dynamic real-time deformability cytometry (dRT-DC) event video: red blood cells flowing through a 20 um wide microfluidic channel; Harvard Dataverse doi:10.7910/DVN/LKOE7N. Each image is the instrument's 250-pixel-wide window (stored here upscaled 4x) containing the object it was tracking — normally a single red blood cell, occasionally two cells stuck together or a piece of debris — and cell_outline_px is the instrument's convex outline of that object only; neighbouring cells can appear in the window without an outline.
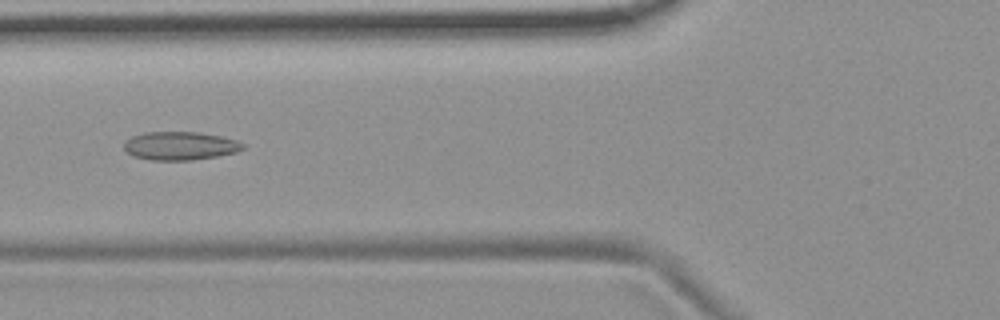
{"species": "common noctule bat (a hibernating species)", "species_latin": "Nyctalus noctula", "temperature_condition": "room temperature", "stored_images_in_passage": 45, "camera_frame_rate_fps": 3000, "um_per_image_px": 0.085, "animal": {"sex": "female", "body_mass_g": 19.9}, "frame": {"image": 1, "passage_image": 20, "time_ms": 6.333, "image_size_px": [1000, 320], "cell_outline_px": [[244, 148], [236, 152], [216, 156], [192, 160], [152, 160], [132, 156], [124, 152], [124, 140], [132, 136], [144, 132], [200, 132], [220, 136], [236, 140], [244, 144]], "centroid_in_image_um": [15.25, 12.39], "position_along_channel_um": 110.5, "area_um2": 19.77}}
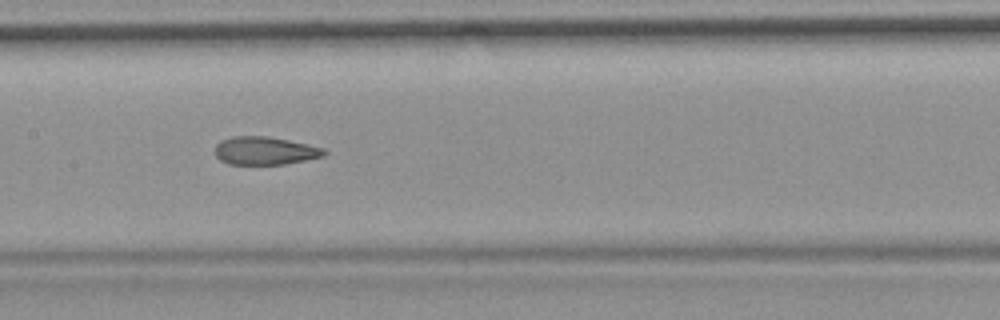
{"frame": {"image": 2, "passage_image": 26, "time_ms": 8.333, "image_size_px": [1000, 320], "cell_outline_px": [[328, 152], [324, 156], [284, 164], [228, 164], [220, 160], [216, 156], [216, 144], [220, 140], [232, 136], [268, 136], [308, 144], [324, 148]], "centroid_in_image_um": [22.52, 12.8], "position_along_channel_um": 184.9, "area_um2": 17.86}, "authors_computed_cell_mechanics": {"area_um2": 19.0162, "velocity_mm_per_s": 3.7128, "shape_relaxation_time_tau1_ms": null, "shape_relaxation_time_tau2_ms": 2.4141, "deformation_change_tau1": null, "deformation_change_tau2": 0.0981}}